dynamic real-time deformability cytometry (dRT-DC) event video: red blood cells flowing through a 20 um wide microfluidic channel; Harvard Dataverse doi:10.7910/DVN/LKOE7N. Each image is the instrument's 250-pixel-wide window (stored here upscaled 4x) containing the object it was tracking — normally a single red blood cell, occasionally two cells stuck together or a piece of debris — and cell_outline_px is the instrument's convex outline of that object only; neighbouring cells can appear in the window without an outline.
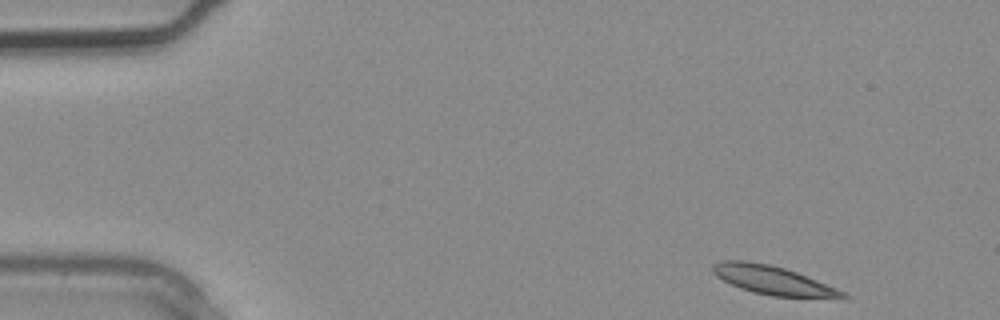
{"species": "common noctule bat (a hibernating species)", "species_latin": "Nyctalus noctula", "temperature_condition": "warm", "stored_images_in_passage": 4, "camera_frame_rate_fps": 3000, "um_per_image_px": 0.085, "animal": {"sex": "male", "body_mass_g": 20.4}, "frame": {"image": 1, "passage_image": 1, "time_ms": 0.0, "image_size_px": [1000, 320], "cell_outline_px": [[848, 296], [772, 296], [740, 288], [716, 276], [712, 272], [712, 264], [720, 260], [744, 260], [768, 264], [784, 268], [796, 272], [848, 292]], "centroid_in_image_um": [65.6, 23.78], "position_along_channel_um": 19.4, "area_um2": 21.1}}